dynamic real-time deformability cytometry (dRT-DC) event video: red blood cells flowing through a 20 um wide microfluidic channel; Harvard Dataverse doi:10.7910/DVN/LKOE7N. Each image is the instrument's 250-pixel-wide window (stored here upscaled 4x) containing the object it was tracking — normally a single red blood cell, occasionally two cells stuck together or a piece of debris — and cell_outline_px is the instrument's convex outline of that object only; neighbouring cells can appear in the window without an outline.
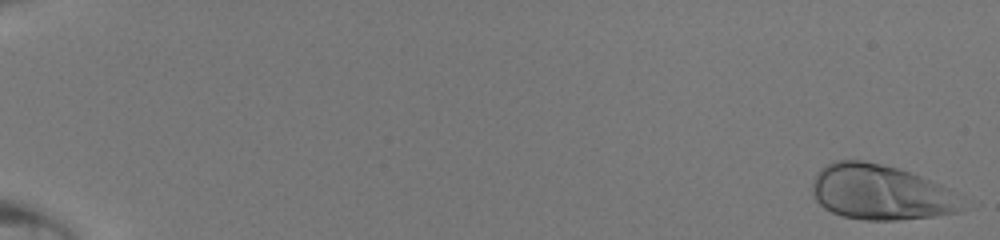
{"species": "human", "species_latin": "Homo sapiens", "temperature_condition": "room temperature", "stored_images_in_passage": 48, "camera_frame_rate_fps": 3000, "um_per_image_px": 0.085, "donor": {"sex": "male"}, "frame": {"image": 1, "passage_image": 1, "time_ms": 0.0, "image_size_px": [1000, 240], "cell_outline_px": [[968, 208], [960, 212], [932, 216], [900, 220], [864, 220], [844, 216], [832, 212], [824, 208], [816, 200], [812, 192], [812, 184], [816, 172], [820, 168], [836, 160], [860, 160], [880, 164], [896, 168], [920, 176], [940, 184]], "centroid_in_image_um": [74.81, 16.36], "position_along_channel_um": 10.2, "area_um2": 47.86}}
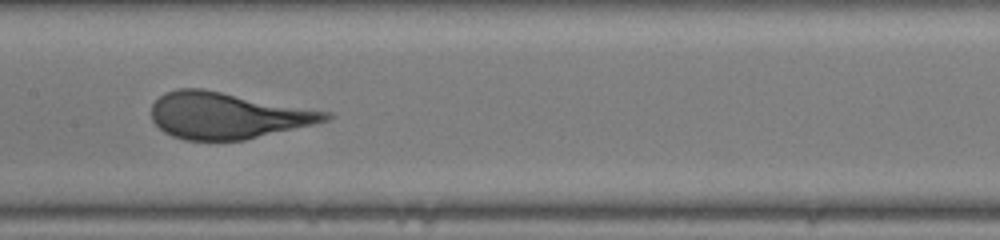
{"frame": {"image": 2, "passage_image": 27, "time_ms": 8.667, "image_size_px": [1000, 240], "cell_outline_px": [[332, 116], [328, 120], [312, 124], [244, 140], [184, 140], [172, 136], [164, 132], [152, 120], [152, 104], [164, 92], [176, 88], [204, 88], [332, 112]], "centroid_in_image_um": [19.3, 9.8], "position_along_channel_um": 188.1, "area_um2": 47.11}}
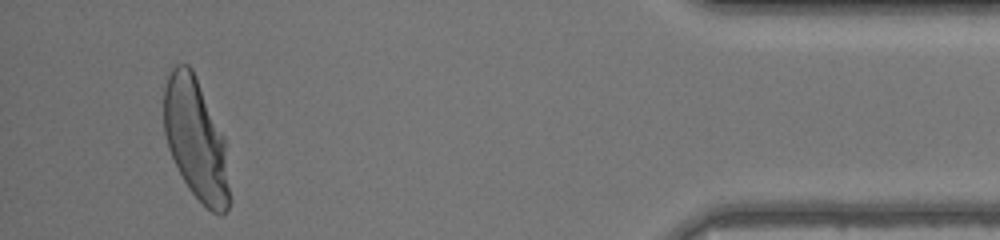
{"frame": {"image": 3, "passage_image": 46, "time_ms": 15.0, "image_size_px": [1000, 240], "cell_outline_px": [[232, 200], [228, 208], [220, 216], [212, 212], [188, 188], [168, 148], [164, 132], [164, 88], [168, 76], [172, 68], [176, 64], [188, 64], [192, 68], [196, 76], [224, 136]], "centroid_in_image_um": [16.67, 11.86], "position_along_channel_um": 418.5, "area_um2": 46.47}}